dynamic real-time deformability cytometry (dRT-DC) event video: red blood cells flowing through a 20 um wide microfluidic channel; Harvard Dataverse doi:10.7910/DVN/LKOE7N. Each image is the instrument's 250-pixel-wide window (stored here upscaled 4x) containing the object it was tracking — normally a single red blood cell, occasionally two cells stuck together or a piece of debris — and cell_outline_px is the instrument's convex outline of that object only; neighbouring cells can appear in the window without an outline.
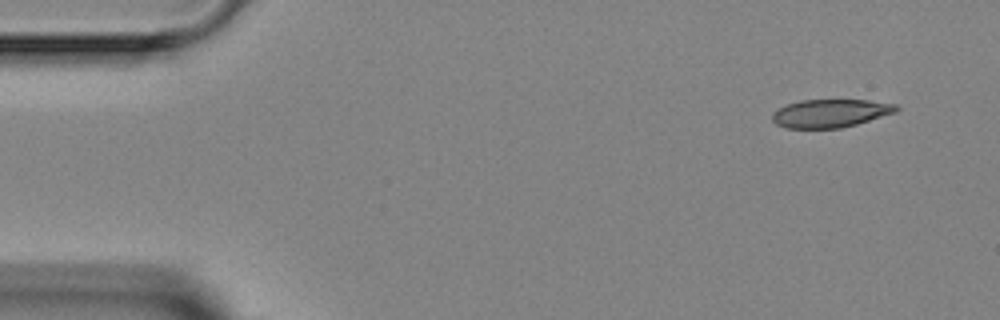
{"species": "Egyptian fruit bat (a non-hibernating species)", "species_latin": "Rousettus aegyptiacus", "temperature_condition": "room temperature", "stored_images_in_passage": 3, "camera_frame_rate_fps": 3000, "um_per_image_px": 0.085, "animal": {"sex": "female"}, "frame": {"image": 1, "passage_image": 1, "time_ms": 0.0, "image_size_px": [1000, 320], "cell_outline_px": [[900, 108], [896, 112], [856, 124], [840, 128], [788, 128], [776, 124], [772, 120], [772, 116], [780, 108], [788, 104], [800, 100], [868, 100], [896, 104]], "centroid_in_image_um": [70.61, 9.62], "position_along_channel_um": 14.4, "area_um2": 20.11}}
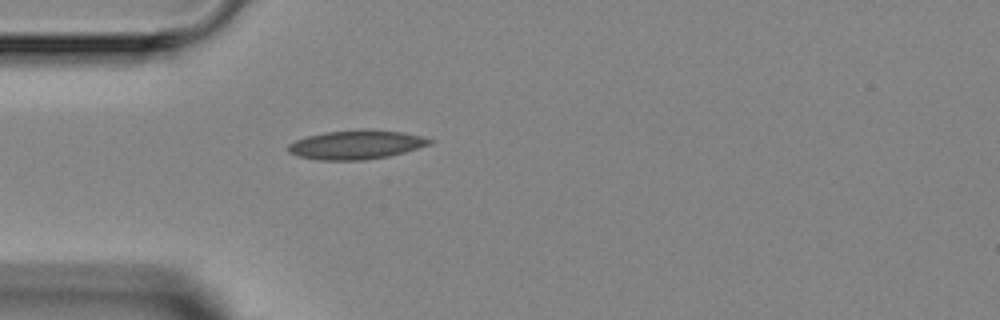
{"frame": {"image": 2, "passage_image": 3, "time_ms": 3.333, "image_size_px": [1000, 320], "cell_outline_px": [[436, 140], [432, 144], [404, 152], [388, 156], [364, 160], [320, 160], [300, 156], [288, 152], [288, 144], [296, 140], [308, 136], [324, 132], [360, 128], [368, 128], [404, 132]], "centroid_in_image_um": [30.32, 12.28], "position_along_channel_um": 54.7, "area_um2": 24.16}}